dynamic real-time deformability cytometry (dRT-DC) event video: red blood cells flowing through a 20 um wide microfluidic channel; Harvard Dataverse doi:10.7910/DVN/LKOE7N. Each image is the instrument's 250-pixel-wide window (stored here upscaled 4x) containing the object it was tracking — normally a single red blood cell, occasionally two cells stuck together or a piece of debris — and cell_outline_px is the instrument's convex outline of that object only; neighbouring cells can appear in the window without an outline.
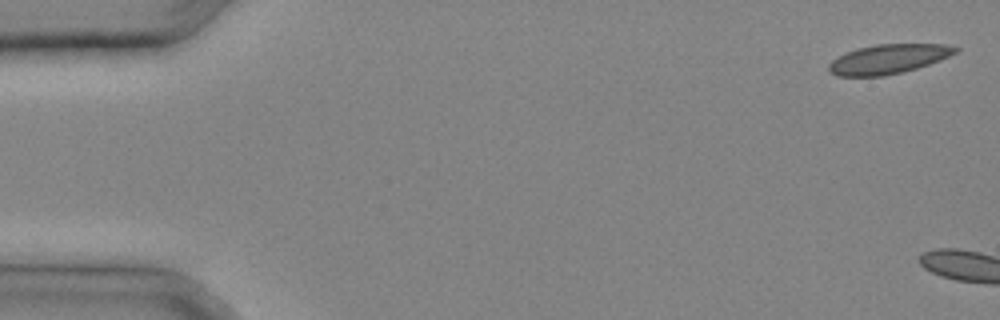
{"species": "common noctule bat (a hibernating species)", "species_latin": "Nyctalus noctula", "temperature_condition": "cold", "stored_images_in_passage": 4, "camera_frame_rate_fps": 3000, "um_per_image_px": 0.085, "animal": {"sex": "male", "body_mass_g": 20.4}, "frame": {"image": 1, "passage_image": 1, "time_ms": 0.0, "image_size_px": [1000, 320], "cell_outline_px": [[960, 48], [956, 52], [940, 60], [916, 68], [884, 76], [836, 76], [828, 72], [828, 64], [832, 60], [856, 48], [876, 44], [944, 44]], "centroid_in_image_um": [75.47, 5.02], "position_along_channel_um": 9.5, "area_um2": 21.56}}